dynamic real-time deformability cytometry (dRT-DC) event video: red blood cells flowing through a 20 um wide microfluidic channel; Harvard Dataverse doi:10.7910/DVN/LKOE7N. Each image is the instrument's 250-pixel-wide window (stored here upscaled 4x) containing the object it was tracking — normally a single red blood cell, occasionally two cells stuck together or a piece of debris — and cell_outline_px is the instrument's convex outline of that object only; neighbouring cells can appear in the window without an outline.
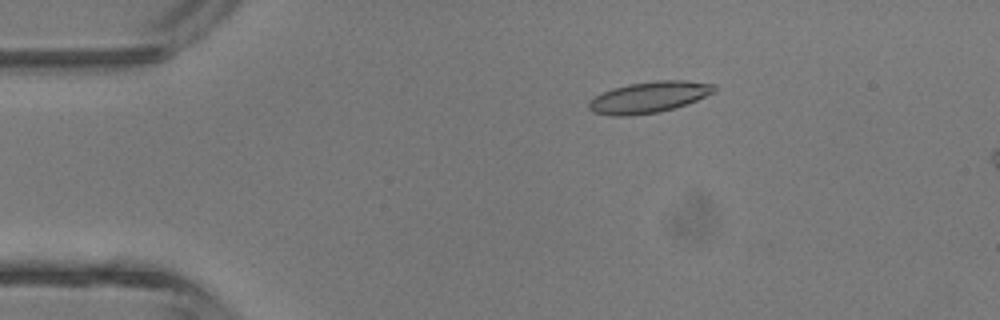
{"species": "common noctule bat (a hibernating species)", "species_latin": "Nyctalus noctula", "temperature_condition": "room temperature", "stored_images_in_passage": 4, "camera_frame_rate_fps": 3000, "um_per_image_px": 0.085, "animal": {"sex": "male", "body_mass_g": 13.3}, "frame": {"image": 1, "passage_image": 2, "time_ms": 2.0, "image_size_px": [1000, 320], "cell_outline_px": [[716, 92], [688, 104], [676, 108], [660, 112], [628, 116], [612, 116], [592, 112], [588, 108], [588, 100], [612, 88], [628, 84], [656, 80], [684, 80], [716, 84]], "centroid_in_image_um": [55.19, 8.26], "position_along_channel_um": 29.8, "area_um2": 23.18}}